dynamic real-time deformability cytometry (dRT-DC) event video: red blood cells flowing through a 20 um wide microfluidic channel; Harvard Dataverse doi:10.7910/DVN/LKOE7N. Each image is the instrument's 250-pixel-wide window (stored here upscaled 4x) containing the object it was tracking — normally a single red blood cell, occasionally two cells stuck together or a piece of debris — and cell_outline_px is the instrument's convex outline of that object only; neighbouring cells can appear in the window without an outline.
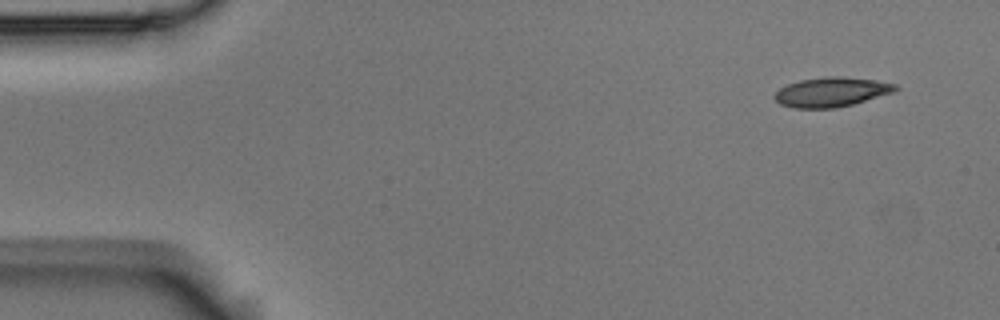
{"species": "Egyptian fruit bat (a non-hibernating species)", "species_latin": "Rousettus aegyptiacus", "temperature_condition": "room temperature", "stored_images_in_passage": 5, "camera_frame_rate_fps": 3000, "um_per_image_px": 0.085, "animal": {"sex": "male"}, "frame": {"image": 1, "passage_image": 1, "time_ms": 0.0, "image_size_px": [1000, 320], "cell_outline_px": [[900, 88], [892, 92], [852, 104], [836, 108], [796, 108], [780, 104], [772, 96], [780, 88], [788, 84], [800, 80], [828, 76], [840, 76], [872, 80], [896, 84]], "centroid_in_image_um": [70.63, 7.82], "position_along_channel_um": 14.4, "area_um2": 20.52}}
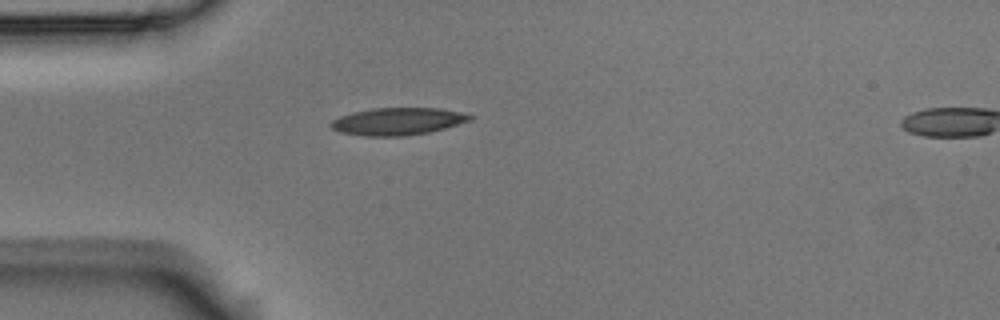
{"frame": {"image": 2, "passage_image": 4, "time_ms": 1.0, "image_size_px": [1000, 320], "cell_outline_px": [[476, 116], [472, 120], [444, 128], [428, 132], [404, 136], [364, 136], [340, 132], [332, 128], [328, 124], [332, 120], [340, 116], [352, 112], [372, 108], [440, 108], [460, 112]], "centroid_in_image_um": [33.8, 10.31], "position_along_channel_um": 51.2, "area_um2": 22.2}}